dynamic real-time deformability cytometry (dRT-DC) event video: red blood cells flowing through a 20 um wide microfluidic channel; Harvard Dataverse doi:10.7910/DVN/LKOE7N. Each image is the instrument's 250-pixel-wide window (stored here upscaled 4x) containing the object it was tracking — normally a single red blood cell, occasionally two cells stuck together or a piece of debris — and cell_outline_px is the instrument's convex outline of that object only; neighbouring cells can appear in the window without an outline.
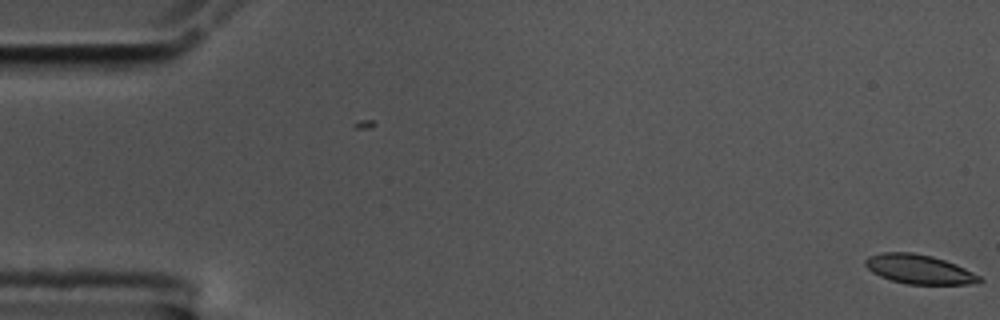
{"species": "common noctule bat (a hibernating species)", "species_latin": "Nyctalus noctula", "temperature_condition": "cold", "stored_images_in_passage": 2, "camera_frame_rate_fps": 3000, "um_per_image_px": 0.085, "animal": {"sex": "male", "body_mass_g": 17.5, "forearm_length_mm": 52.3}, "frame": {"image": 1, "passage_image": 2, "time_ms": 0.333, "image_size_px": [1000, 320], "cell_outline_px": [[984, 280], [980, 284], [908, 284], [892, 280], [880, 276], [872, 272], [864, 264], [864, 260], [868, 256], [880, 252], [912, 252], [932, 256], [956, 264], [980, 276]], "centroid_in_image_um": [78.13, 22.88], "position_along_channel_um": 6.9, "area_um2": 19.54}}